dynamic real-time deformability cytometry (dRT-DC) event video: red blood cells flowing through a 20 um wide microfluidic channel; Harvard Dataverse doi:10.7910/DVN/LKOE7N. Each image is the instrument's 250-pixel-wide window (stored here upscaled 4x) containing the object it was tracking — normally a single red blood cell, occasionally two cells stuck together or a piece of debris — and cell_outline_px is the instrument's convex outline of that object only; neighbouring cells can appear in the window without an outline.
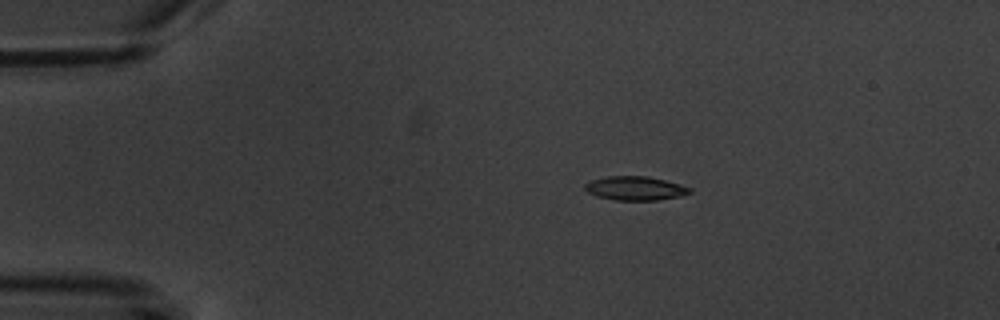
{"species": "common noctule bat (a hibernating species)", "species_latin": "Nyctalus noctula", "temperature_condition": "warm", "stored_images_in_passage": 9, "camera_frame_rate_fps": 3000, "um_per_image_px": 0.085, "animal": {"sex": "male", "body_mass_g": 20.1, "forearm_length_mm": 53.5}, "frame": {"image": 1, "passage_image": 2, "time_ms": 1.333, "image_size_px": [1000, 320], "cell_outline_px": [[692, 192], [680, 196], [656, 200], [616, 200], [596, 196], [588, 192], [584, 188], [584, 184], [592, 180], [608, 176], [648, 176], [680, 184], [692, 188]], "centroid_in_image_um": [54.0, 16.0], "position_along_channel_um": 31.0, "area_um2": 14.57}}
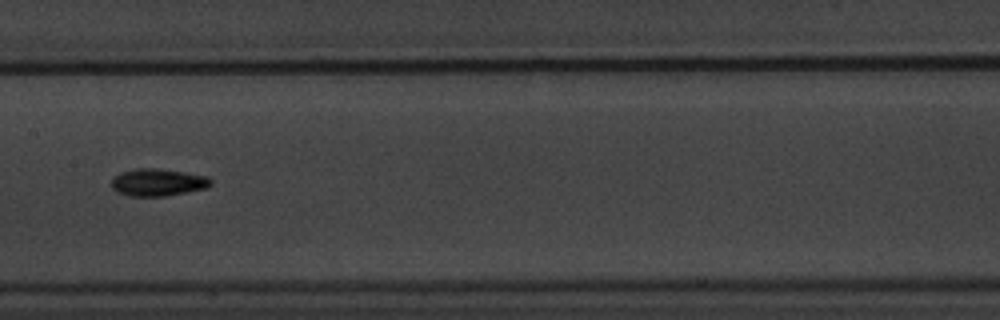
{"frame": {"image": 2, "passage_image": 7, "time_ms": 7.333, "image_size_px": [1000, 320], "cell_outline_px": [[212, 184], [208, 188], [164, 196], [128, 196], [116, 192], [112, 188], [112, 176], [120, 172], [136, 168], [160, 168], [208, 176], [212, 180]], "centroid_in_image_um": [13.4, 15.49], "position_along_channel_um": 194.0, "area_um2": 16.07}}
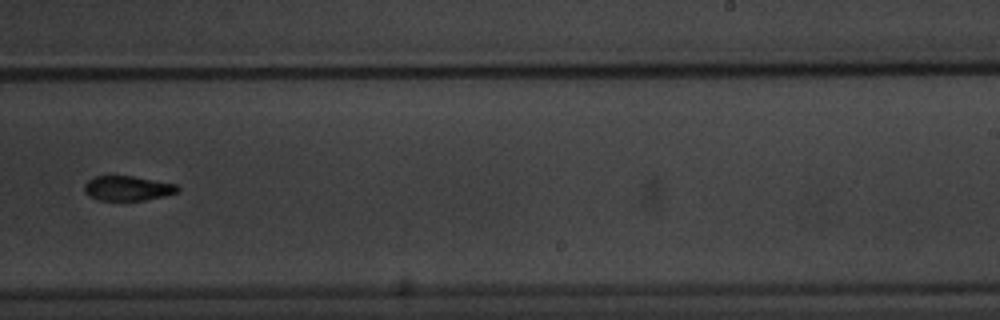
{"frame": {"image": 3, "passage_image": 9, "time_ms": 9.667, "image_size_px": [1000, 320], "cell_outline_px": [[180, 188], [176, 192], [164, 196], [144, 200], [96, 200], [88, 196], [84, 192], [84, 184], [92, 176], [132, 176], [176, 184]], "centroid_in_image_um": [10.79, 16.0], "position_along_channel_um": 278.2, "area_um2": 13.47}}